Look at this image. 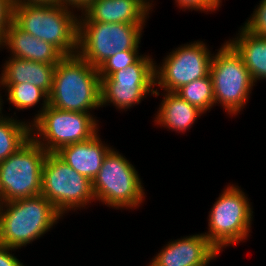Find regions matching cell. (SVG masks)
<instances>
[{
	"label": "cell",
	"mask_w": 266,
	"mask_h": 266,
	"mask_svg": "<svg viewBox=\"0 0 266 266\" xmlns=\"http://www.w3.org/2000/svg\"><path fill=\"white\" fill-rule=\"evenodd\" d=\"M96 116L72 112L48 105L31 124V137L48 153L92 138L99 130Z\"/></svg>",
	"instance_id": "8"
},
{
	"label": "cell",
	"mask_w": 266,
	"mask_h": 266,
	"mask_svg": "<svg viewBox=\"0 0 266 266\" xmlns=\"http://www.w3.org/2000/svg\"><path fill=\"white\" fill-rule=\"evenodd\" d=\"M235 38L227 42L241 56L253 81L266 80V37L250 33L243 26Z\"/></svg>",
	"instance_id": "19"
},
{
	"label": "cell",
	"mask_w": 266,
	"mask_h": 266,
	"mask_svg": "<svg viewBox=\"0 0 266 266\" xmlns=\"http://www.w3.org/2000/svg\"><path fill=\"white\" fill-rule=\"evenodd\" d=\"M48 152L32 137L0 162V176L9 201L41 195L42 168Z\"/></svg>",
	"instance_id": "11"
},
{
	"label": "cell",
	"mask_w": 266,
	"mask_h": 266,
	"mask_svg": "<svg viewBox=\"0 0 266 266\" xmlns=\"http://www.w3.org/2000/svg\"><path fill=\"white\" fill-rule=\"evenodd\" d=\"M89 3V0H56V4L68 7L70 9H77V11H83Z\"/></svg>",
	"instance_id": "28"
},
{
	"label": "cell",
	"mask_w": 266,
	"mask_h": 266,
	"mask_svg": "<svg viewBox=\"0 0 266 266\" xmlns=\"http://www.w3.org/2000/svg\"><path fill=\"white\" fill-rule=\"evenodd\" d=\"M175 93L196 107L203 114L215 106L213 85L210 75L181 86Z\"/></svg>",
	"instance_id": "22"
},
{
	"label": "cell",
	"mask_w": 266,
	"mask_h": 266,
	"mask_svg": "<svg viewBox=\"0 0 266 266\" xmlns=\"http://www.w3.org/2000/svg\"><path fill=\"white\" fill-rule=\"evenodd\" d=\"M153 60L151 56L143 54L136 63L117 70L108 77L100 78L101 107L113 104L116 109L127 111L148 95L159 96L160 90L154 88L157 63Z\"/></svg>",
	"instance_id": "10"
},
{
	"label": "cell",
	"mask_w": 266,
	"mask_h": 266,
	"mask_svg": "<svg viewBox=\"0 0 266 266\" xmlns=\"http://www.w3.org/2000/svg\"><path fill=\"white\" fill-rule=\"evenodd\" d=\"M63 216L71 209H85L95 202L92 181L67 165L56 153H48L42 168V191ZM65 213V214H64Z\"/></svg>",
	"instance_id": "9"
},
{
	"label": "cell",
	"mask_w": 266,
	"mask_h": 266,
	"mask_svg": "<svg viewBox=\"0 0 266 266\" xmlns=\"http://www.w3.org/2000/svg\"><path fill=\"white\" fill-rule=\"evenodd\" d=\"M3 115L0 118V162L15 153L31 138L30 121Z\"/></svg>",
	"instance_id": "20"
},
{
	"label": "cell",
	"mask_w": 266,
	"mask_h": 266,
	"mask_svg": "<svg viewBox=\"0 0 266 266\" xmlns=\"http://www.w3.org/2000/svg\"><path fill=\"white\" fill-rule=\"evenodd\" d=\"M61 218L62 215L43 195L2 204L0 245L21 249L50 231Z\"/></svg>",
	"instance_id": "2"
},
{
	"label": "cell",
	"mask_w": 266,
	"mask_h": 266,
	"mask_svg": "<svg viewBox=\"0 0 266 266\" xmlns=\"http://www.w3.org/2000/svg\"><path fill=\"white\" fill-rule=\"evenodd\" d=\"M6 89L7 97L6 100L9 103L13 104L16 109H30L31 107L36 106L41 102V107L39 108L38 113L31 120L30 124H32L44 111V109L49 105V96L40 88L35 85L26 83H18V84H0V89ZM42 100V101H41ZM41 101V102H40Z\"/></svg>",
	"instance_id": "21"
},
{
	"label": "cell",
	"mask_w": 266,
	"mask_h": 266,
	"mask_svg": "<svg viewBox=\"0 0 266 266\" xmlns=\"http://www.w3.org/2000/svg\"><path fill=\"white\" fill-rule=\"evenodd\" d=\"M89 0L78 22L127 23L146 25L153 0Z\"/></svg>",
	"instance_id": "14"
},
{
	"label": "cell",
	"mask_w": 266,
	"mask_h": 266,
	"mask_svg": "<svg viewBox=\"0 0 266 266\" xmlns=\"http://www.w3.org/2000/svg\"><path fill=\"white\" fill-rule=\"evenodd\" d=\"M8 59L3 64L0 84L28 82L42 89L49 96L52 90L53 73L57 64H45L12 56Z\"/></svg>",
	"instance_id": "17"
},
{
	"label": "cell",
	"mask_w": 266,
	"mask_h": 266,
	"mask_svg": "<svg viewBox=\"0 0 266 266\" xmlns=\"http://www.w3.org/2000/svg\"><path fill=\"white\" fill-rule=\"evenodd\" d=\"M243 27L250 33L266 37V0H261Z\"/></svg>",
	"instance_id": "24"
},
{
	"label": "cell",
	"mask_w": 266,
	"mask_h": 266,
	"mask_svg": "<svg viewBox=\"0 0 266 266\" xmlns=\"http://www.w3.org/2000/svg\"><path fill=\"white\" fill-rule=\"evenodd\" d=\"M97 132L92 138L62 147L56 154L71 168L91 181L101 169L103 160L112 149L101 141Z\"/></svg>",
	"instance_id": "16"
},
{
	"label": "cell",
	"mask_w": 266,
	"mask_h": 266,
	"mask_svg": "<svg viewBox=\"0 0 266 266\" xmlns=\"http://www.w3.org/2000/svg\"><path fill=\"white\" fill-rule=\"evenodd\" d=\"M219 254L201 233L168 242L147 266H208Z\"/></svg>",
	"instance_id": "13"
},
{
	"label": "cell",
	"mask_w": 266,
	"mask_h": 266,
	"mask_svg": "<svg viewBox=\"0 0 266 266\" xmlns=\"http://www.w3.org/2000/svg\"><path fill=\"white\" fill-rule=\"evenodd\" d=\"M12 4L54 5L56 4V0H12Z\"/></svg>",
	"instance_id": "29"
},
{
	"label": "cell",
	"mask_w": 266,
	"mask_h": 266,
	"mask_svg": "<svg viewBox=\"0 0 266 266\" xmlns=\"http://www.w3.org/2000/svg\"><path fill=\"white\" fill-rule=\"evenodd\" d=\"M49 105L83 113L100 108L101 79L97 68L78 54L64 56L54 69Z\"/></svg>",
	"instance_id": "1"
},
{
	"label": "cell",
	"mask_w": 266,
	"mask_h": 266,
	"mask_svg": "<svg viewBox=\"0 0 266 266\" xmlns=\"http://www.w3.org/2000/svg\"><path fill=\"white\" fill-rule=\"evenodd\" d=\"M163 92V100L154 118L155 124L177 133L190 130L203 113L175 92Z\"/></svg>",
	"instance_id": "18"
},
{
	"label": "cell",
	"mask_w": 266,
	"mask_h": 266,
	"mask_svg": "<svg viewBox=\"0 0 266 266\" xmlns=\"http://www.w3.org/2000/svg\"><path fill=\"white\" fill-rule=\"evenodd\" d=\"M6 203V191L0 176V205Z\"/></svg>",
	"instance_id": "30"
},
{
	"label": "cell",
	"mask_w": 266,
	"mask_h": 266,
	"mask_svg": "<svg viewBox=\"0 0 266 266\" xmlns=\"http://www.w3.org/2000/svg\"><path fill=\"white\" fill-rule=\"evenodd\" d=\"M139 54V50H125L110 56L97 67L100 78L108 77L113 72L136 63L143 56V54Z\"/></svg>",
	"instance_id": "23"
},
{
	"label": "cell",
	"mask_w": 266,
	"mask_h": 266,
	"mask_svg": "<svg viewBox=\"0 0 266 266\" xmlns=\"http://www.w3.org/2000/svg\"><path fill=\"white\" fill-rule=\"evenodd\" d=\"M13 16L12 0H0V45Z\"/></svg>",
	"instance_id": "26"
},
{
	"label": "cell",
	"mask_w": 266,
	"mask_h": 266,
	"mask_svg": "<svg viewBox=\"0 0 266 266\" xmlns=\"http://www.w3.org/2000/svg\"><path fill=\"white\" fill-rule=\"evenodd\" d=\"M180 9L195 10L201 12H213L221 8L222 0H175Z\"/></svg>",
	"instance_id": "25"
},
{
	"label": "cell",
	"mask_w": 266,
	"mask_h": 266,
	"mask_svg": "<svg viewBox=\"0 0 266 266\" xmlns=\"http://www.w3.org/2000/svg\"><path fill=\"white\" fill-rule=\"evenodd\" d=\"M2 47L10 51L9 56L45 64H57L64 57L51 43L23 31L13 21L6 30Z\"/></svg>",
	"instance_id": "15"
},
{
	"label": "cell",
	"mask_w": 266,
	"mask_h": 266,
	"mask_svg": "<svg viewBox=\"0 0 266 266\" xmlns=\"http://www.w3.org/2000/svg\"><path fill=\"white\" fill-rule=\"evenodd\" d=\"M203 41H194L173 49L161 65L155 64V85L175 92L181 86L210 75L213 54Z\"/></svg>",
	"instance_id": "12"
},
{
	"label": "cell",
	"mask_w": 266,
	"mask_h": 266,
	"mask_svg": "<svg viewBox=\"0 0 266 266\" xmlns=\"http://www.w3.org/2000/svg\"><path fill=\"white\" fill-rule=\"evenodd\" d=\"M70 8L54 5H13L12 21L23 31L51 43L64 56L77 54L78 18Z\"/></svg>",
	"instance_id": "3"
},
{
	"label": "cell",
	"mask_w": 266,
	"mask_h": 266,
	"mask_svg": "<svg viewBox=\"0 0 266 266\" xmlns=\"http://www.w3.org/2000/svg\"><path fill=\"white\" fill-rule=\"evenodd\" d=\"M145 25L78 22L77 54L98 67L107 58L125 50H138Z\"/></svg>",
	"instance_id": "7"
},
{
	"label": "cell",
	"mask_w": 266,
	"mask_h": 266,
	"mask_svg": "<svg viewBox=\"0 0 266 266\" xmlns=\"http://www.w3.org/2000/svg\"><path fill=\"white\" fill-rule=\"evenodd\" d=\"M2 94L0 93V118L4 115V114H2V110H3V99H2V96H1Z\"/></svg>",
	"instance_id": "31"
},
{
	"label": "cell",
	"mask_w": 266,
	"mask_h": 266,
	"mask_svg": "<svg viewBox=\"0 0 266 266\" xmlns=\"http://www.w3.org/2000/svg\"><path fill=\"white\" fill-rule=\"evenodd\" d=\"M12 250L14 248L0 245V266H25L12 254Z\"/></svg>",
	"instance_id": "27"
},
{
	"label": "cell",
	"mask_w": 266,
	"mask_h": 266,
	"mask_svg": "<svg viewBox=\"0 0 266 266\" xmlns=\"http://www.w3.org/2000/svg\"><path fill=\"white\" fill-rule=\"evenodd\" d=\"M249 201L238 185L230 184L214 202L208 215L209 231L203 234L219 252L248 239L254 213Z\"/></svg>",
	"instance_id": "5"
},
{
	"label": "cell",
	"mask_w": 266,
	"mask_h": 266,
	"mask_svg": "<svg viewBox=\"0 0 266 266\" xmlns=\"http://www.w3.org/2000/svg\"><path fill=\"white\" fill-rule=\"evenodd\" d=\"M112 148L92 181L97 201L116 209H137L145 199L138 171L122 153Z\"/></svg>",
	"instance_id": "4"
},
{
	"label": "cell",
	"mask_w": 266,
	"mask_h": 266,
	"mask_svg": "<svg viewBox=\"0 0 266 266\" xmlns=\"http://www.w3.org/2000/svg\"><path fill=\"white\" fill-rule=\"evenodd\" d=\"M213 52L210 76L215 106L220 104L229 116L238 115L249 101L255 82L241 56L227 42Z\"/></svg>",
	"instance_id": "6"
}]
</instances>
